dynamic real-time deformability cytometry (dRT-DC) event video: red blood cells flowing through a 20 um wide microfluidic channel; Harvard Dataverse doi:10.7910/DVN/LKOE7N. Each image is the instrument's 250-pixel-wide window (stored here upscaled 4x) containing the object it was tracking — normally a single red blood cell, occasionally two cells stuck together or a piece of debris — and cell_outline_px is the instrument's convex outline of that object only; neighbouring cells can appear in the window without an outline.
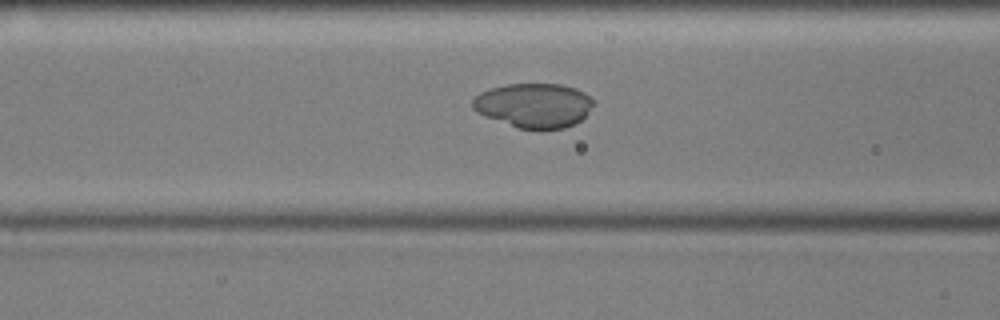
{"species": "common noctule bat (a hibernating species)", "species_latin": "Nyctalus noctula", "temperature_condition": "cold", "stored_images_in_passage": 55, "camera_frame_rate_fps": 3000, "um_per_image_px": 0.085, "animal": {"sex": "male", "body_mass_g": 17.9, "forearm_length_mm": 54.2}, "frame": {"image": 1, "passage_image": 21, "time_ms": 6.667, "image_size_px": [1000, 320], "cell_outline_px": [[596, 100], [588, 112], [580, 120], [564, 128], [540, 132], [516, 128], [484, 116], [476, 112], [472, 108], [472, 100], [480, 92], [492, 88], [508, 84], [560, 84], [576, 88], [584, 92]], "centroid_in_image_um": [45.38, 8.99], "position_along_channel_um": 121.2, "area_um2": 31.91}}
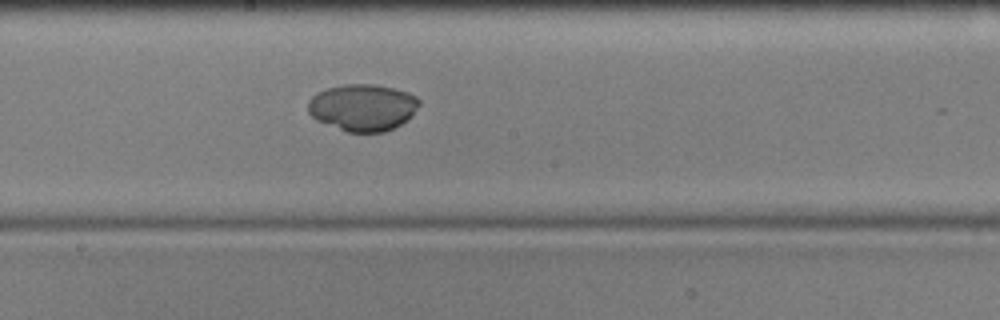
{"frame": {"image": 2, "passage_image": 29, "time_ms": 9.333, "image_size_px": [1000, 320], "cell_outline_px": [[420, 104], [412, 116], [408, 120], [384, 132], [348, 132], [316, 120], [308, 112], [308, 100], [316, 92], [328, 88], [344, 84], [372, 84], [392, 88], [408, 92], [416, 96], [420, 100]], "centroid_in_image_um": [30.83, 9.13], "position_along_channel_um": 217.4, "area_um2": 30.4}}
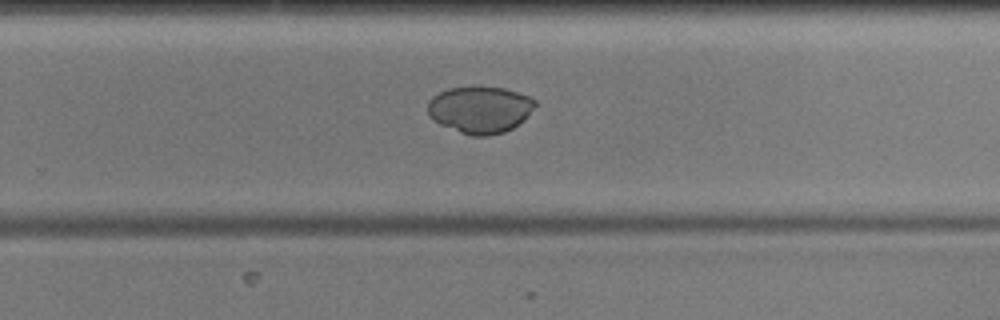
{"frame": {"image": 3, "passage_image": 35, "time_ms": 11.333, "image_size_px": [1000, 320], "cell_outline_px": [[536, 104], [524, 120], [512, 128], [504, 132], [488, 136], [472, 136], [460, 132], [440, 124], [432, 120], [428, 112], [428, 100], [432, 96], [448, 88], [476, 84], [480, 84], [504, 88], [528, 96], [536, 100]], "centroid_in_image_um": [40.78, 9.28], "position_along_channel_um": 289.0, "area_um2": 29.88}}